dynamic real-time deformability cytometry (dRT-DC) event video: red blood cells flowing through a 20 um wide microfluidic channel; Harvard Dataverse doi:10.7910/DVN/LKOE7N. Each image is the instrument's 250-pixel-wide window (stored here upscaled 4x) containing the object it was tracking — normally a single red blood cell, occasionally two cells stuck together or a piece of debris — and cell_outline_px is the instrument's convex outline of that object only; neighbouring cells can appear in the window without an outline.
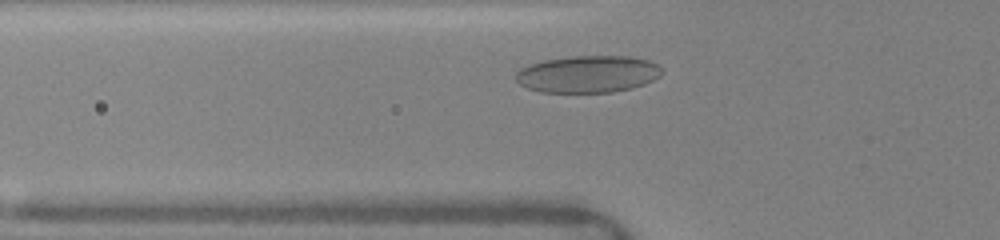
{"species": "human", "species_latin": "Homo sapiens", "temperature_condition": "warm", "stored_images_in_passage": 18, "camera_frame_rate_fps": 3000, "um_per_image_px": 0.085, "donor": {"sex": "female"}, "frame": {"image": 1, "passage_image": 5, "time_ms": 1.333, "image_size_px": [1000, 240], "cell_outline_px": [[664, 72], [660, 76], [644, 84], [632, 88], [612, 92], [540, 92], [528, 88], [520, 84], [516, 80], [516, 72], [520, 68], [528, 64], [544, 60], [572, 56], [632, 56], [648, 60], [664, 68]], "centroid_in_image_um": [49.99, 6.29], "position_along_channel_um": 75.8, "area_um2": 31.73}}
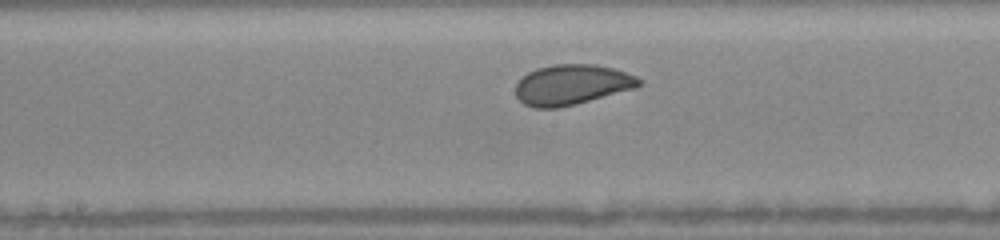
{"frame": {"image": 2, "passage_image": 12, "time_ms": 4.333, "image_size_px": [1000, 240], "cell_outline_px": [[644, 84], [636, 88], [576, 104], [556, 108], [532, 108], [524, 104], [516, 96], [516, 84], [528, 72], [536, 68], [552, 64], [596, 64], [616, 68], [636, 76], [644, 80]], "centroid_in_image_um": [48.65, 7.19], "position_along_channel_um": 199.6, "area_um2": 29.3}}
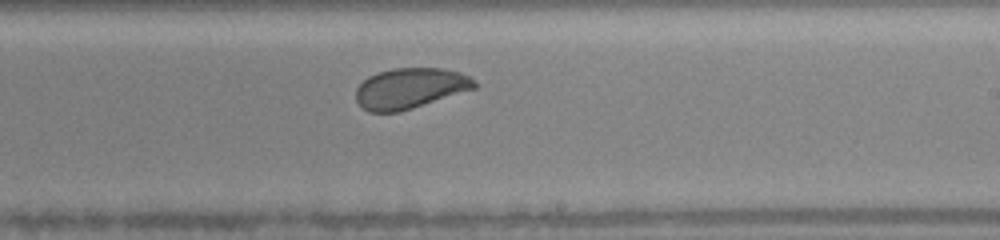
{"frame": {"image": 3, "passage_image": 15, "time_ms": 5.667, "image_size_px": [1000, 240], "cell_outline_px": [[476, 88], [400, 112], [368, 112], [356, 100], [356, 88], [368, 76], [376, 72], [392, 68], [444, 68], [460, 72], [472, 76], [476, 84]], "centroid_in_image_um": [34.86, 7.49], "position_along_channel_um": 254.1, "area_um2": 28.15}}